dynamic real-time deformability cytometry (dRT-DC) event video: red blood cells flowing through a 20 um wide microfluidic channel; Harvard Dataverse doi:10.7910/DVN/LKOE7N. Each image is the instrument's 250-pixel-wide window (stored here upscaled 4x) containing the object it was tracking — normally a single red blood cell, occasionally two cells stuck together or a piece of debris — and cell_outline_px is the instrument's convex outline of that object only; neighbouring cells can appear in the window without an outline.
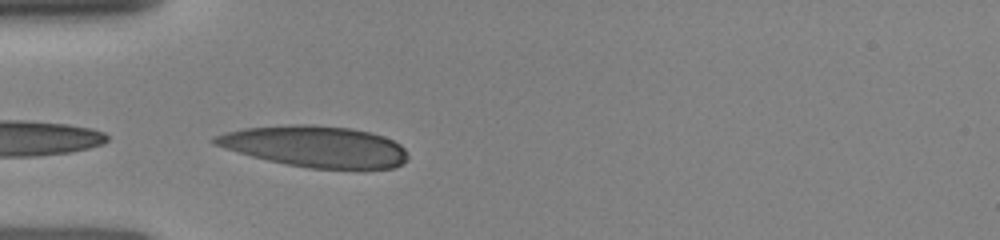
{"species": "human", "species_latin": "Homo sapiens", "temperature_condition": "room temperature", "stored_images_in_passage": 16, "camera_frame_rate_fps": 3000, "um_per_image_px": 0.085, "donor": {"sex": "female"}, "frame": {"image": 1, "passage_image": 1, "time_ms": 0.0, "image_size_px": [1000, 240], "cell_outline_px": [[408, 160], [392, 168], [308, 168], [268, 160], [252, 156], [224, 148], [212, 144], [208, 140], [212, 136], [224, 132], [244, 128], [292, 124], [312, 124], [352, 128], [384, 136], [400, 144], [404, 148], [408, 156]], "centroid_in_image_um": [26.74, 12.43], "position_along_channel_um": 58.3, "area_um2": 46.36}}